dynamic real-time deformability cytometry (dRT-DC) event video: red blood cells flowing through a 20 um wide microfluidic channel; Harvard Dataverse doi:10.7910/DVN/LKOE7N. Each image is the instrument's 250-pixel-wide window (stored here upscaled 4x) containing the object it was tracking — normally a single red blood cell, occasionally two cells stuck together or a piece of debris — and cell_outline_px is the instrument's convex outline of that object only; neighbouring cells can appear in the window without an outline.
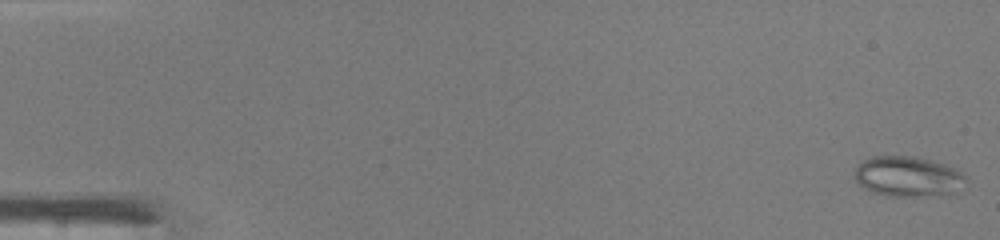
{"species": "common noctule bat (a hibernating species)", "species_latin": "Nyctalus noctula", "temperature_condition": "warm", "stored_images_in_passage": 48, "camera_frame_rate_fps": 3000, "um_per_image_px": 0.085, "animal": {"sex": "male", "body_mass_g": 19.0, "forearm_length_mm": 50.8}, "frame": {"image": 1, "passage_image": 1, "time_ms": 0.0, "image_size_px": [1000, 240], "cell_outline_px": [[968, 180], [956, 192], [916, 196], [888, 196], [872, 192], [864, 188], [856, 180], [856, 164], [872, 156], [916, 156], [944, 164], [968, 176]], "centroid_in_image_um": [77.17, 14.99], "position_along_channel_um": 7.8, "area_um2": 25.95}}
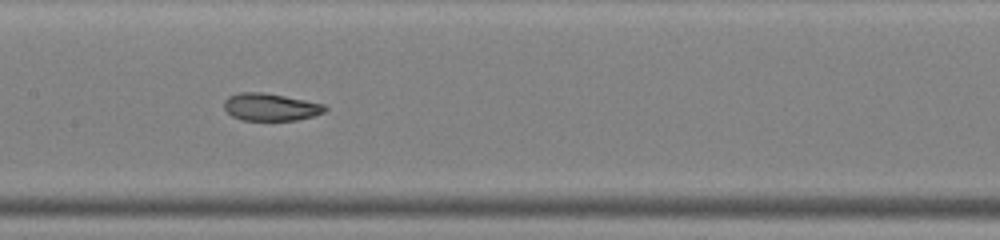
{"frame": {"image": 2, "passage_image": 24, "time_ms": 7.667, "image_size_px": [1000, 240], "cell_outline_px": [[328, 108], [324, 112], [312, 116], [296, 120], [244, 120], [232, 116], [224, 108], [224, 100], [228, 96], [240, 92], [264, 92], [324, 104]], "centroid_in_image_um": [22.98, 9.09], "position_along_channel_um": 184.4, "area_um2": 16.01}}
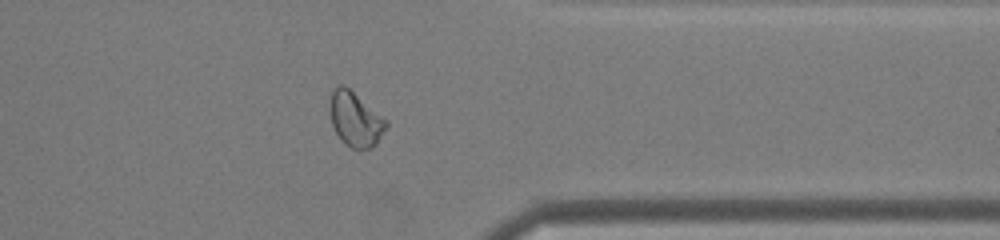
{"frame": {"image": 3, "passage_image": 38, "time_ms": 12.333, "image_size_px": [1000, 240], "cell_outline_px": [[388, 124], [376, 144], [372, 148], [352, 148], [344, 144], [340, 140], [332, 124], [332, 88], [340, 84], [344, 84], [388, 120]], "centroid_in_image_um": [30.24, 10.14], "position_along_channel_um": 381.2, "area_um2": 17.57}}